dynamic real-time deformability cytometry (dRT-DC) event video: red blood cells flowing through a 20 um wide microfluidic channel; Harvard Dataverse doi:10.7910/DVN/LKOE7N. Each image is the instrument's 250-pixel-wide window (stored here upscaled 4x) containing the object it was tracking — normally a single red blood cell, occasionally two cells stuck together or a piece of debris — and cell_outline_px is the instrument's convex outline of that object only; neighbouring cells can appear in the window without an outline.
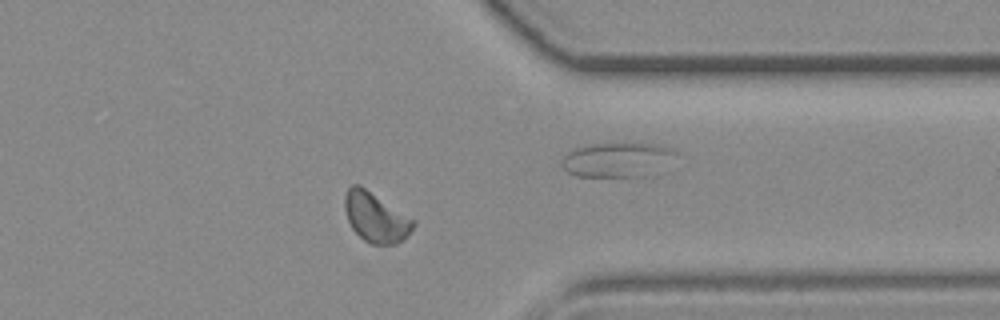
{"species": "common noctule bat (a hibernating species)", "species_latin": "Nyctalus noctula", "temperature_condition": "room temperature", "stored_images_in_passage": 30, "camera_frame_rate_fps": 3000, "um_per_image_px": 0.085, "animal": {"sex": "female", "body_mass_g": 19.3, "forearm_length_mm": 54.1}, "frame": {"image": 1, "passage_image": 25, "time_ms": 8.0, "image_size_px": [1000, 320], "cell_outline_px": [[416, 224], [408, 236], [396, 244], [372, 244], [364, 240], [352, 228], [348, 220], [344, 208], [344, 196], [348, 188], [352, 184], [360, 184], [416, 220]], "centroid_in_image_um": [31.95, 18.45], "position_along_channel_um": 379.4, "area_um2": 20.06}}